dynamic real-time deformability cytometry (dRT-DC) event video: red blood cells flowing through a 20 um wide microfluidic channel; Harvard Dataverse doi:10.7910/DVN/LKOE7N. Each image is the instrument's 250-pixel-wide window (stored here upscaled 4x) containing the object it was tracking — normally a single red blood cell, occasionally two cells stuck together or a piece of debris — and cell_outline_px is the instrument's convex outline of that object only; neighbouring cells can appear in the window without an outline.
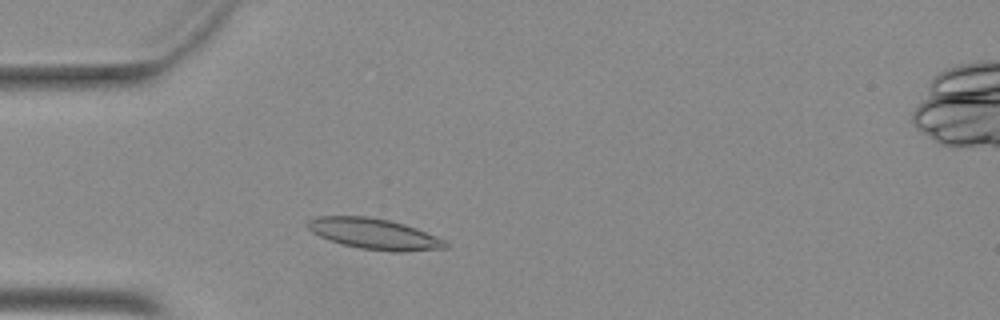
{"species": "Egyptian fruit bat (a non-hibernating species)", "species_latin": "Rousettus aegyptiacus", "temperature_condition": "warm", "stored_images_in_passage": 25, "camera_frame_rate_fps": 3000, "um_per_image_px": 0.085, "animal": {"sex": "female"}, "frame": {"image": 1, "passage_image": 2, "time_ms": 0.333, "image_size_px": [1000, 320], "cell_outline_px": [[448, 248], [400, 252], [392, 252], [360, 248], [328, 240], [312, 232], [304, 224], [308, 220], [316, 216], [368, 216], [388, 220], [404, 224], [416, 228], [444, 240], [448, 244]], "centroid_in_image_um": [31.77, 19.87], "position_along_channel_um": 53.2, "area_um2": 24.68}}
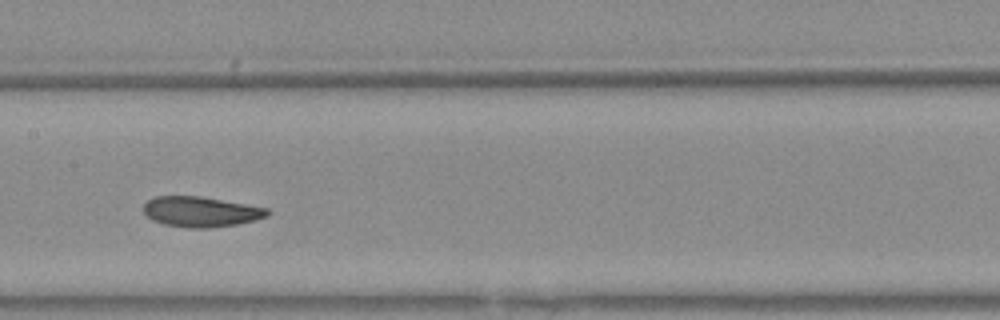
{"frame": {"image": 2, "passage_image": 13, "time_ms": 4.0, "image_size_px": [1000, 320], "cell_outline_px": [[272, 212], [268, 216], [236, 224], [212, 228], [188, 228], [164, 224], [152, 220], [144, 212], [144, 204], [148, 200], [156, 196], [200, 196], [268, 208]], "centroid_in_image_um": [17.07, 18.0], "position_along_channel_um": 190.3, "area_um2": 21.79}}
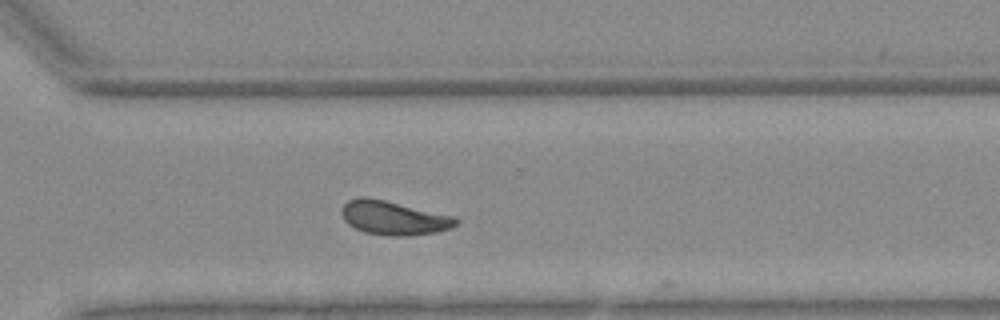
{"frame": {"image": 3, "passage_image": 24, "time_ms": 7.667, "image_size_px": [1000, 320], "cell_outline_px": [[460, 220], [452, 228], [436, 232], [412, 236], [388, 236], [364, 232], [348, 224], [344, 220], [340, 212], [340, 208], [348, 200], [360, 196], [384, 200], [456, 216]], "centroid_in_image_um": [33.47, 18.53], "position_along_channel_um": 337.1, "area_um2": 22.83}}